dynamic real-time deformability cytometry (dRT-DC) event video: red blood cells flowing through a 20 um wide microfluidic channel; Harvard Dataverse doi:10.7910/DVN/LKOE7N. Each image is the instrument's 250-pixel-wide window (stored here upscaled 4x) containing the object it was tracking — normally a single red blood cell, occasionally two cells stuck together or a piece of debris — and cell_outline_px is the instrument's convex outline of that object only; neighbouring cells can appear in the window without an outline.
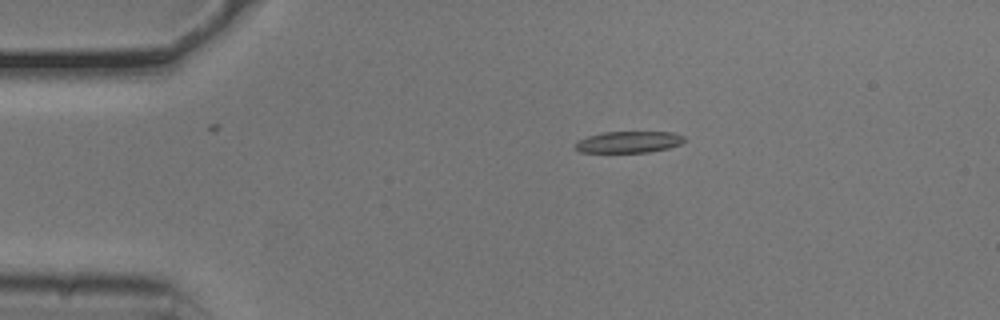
{"species": "common noctule bat (a hibernating species)", "species_latin": "Nyctalus noctula", "temperature_condition": "cold", "stored_images_in_passage": 45, "camera_frame_rate_fps": 3000, "um_per_image_px": 0.085, "animal": {"sex": "male", "body_mass_g": 20.5, "forearm_length_mm": 52.5}, "frame": {"image": 1, "passage_image": 2, "time_ms": 0.333, "image_size_px": [1000, 320], "cell_outline_px": [[688, 140], [680, 144], [668, 148], [648, 152], [580, 152], [572, 148], [580, 140], [588, 136], [604, 132], [672, 132], [684, 136]], "centroid_in_image_um": [53.47, 12.07], "position_along_channel_um": 31.5, "area_um2": 13.64}}
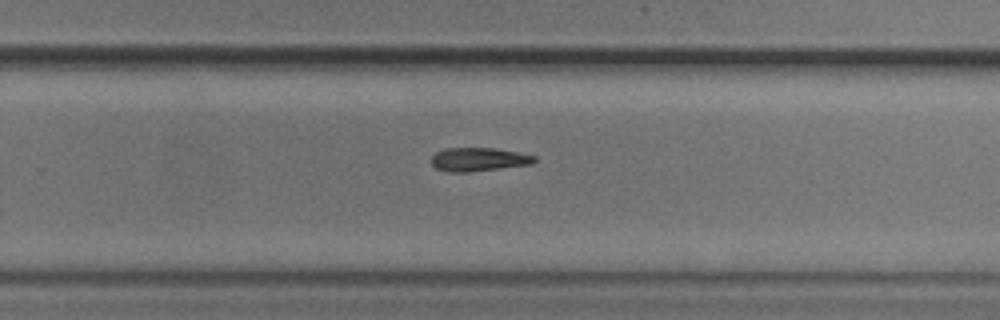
{"frame": {"image": 2, "passage_image": 26, "time_ms": 8.333, "image_size_px": [1000, 320], "cell_outline_px": [[536, 160], [532, 164], [468, 172], [448, 172], [436, 168], [432, 164], [432, 156], [436, 152], [444, 148], [496, 148], [536, 156]], "centroid_in_image_um": [40.67, 13.55], "position_along_channel_um": 289.1, "area_um2": 14.1}}
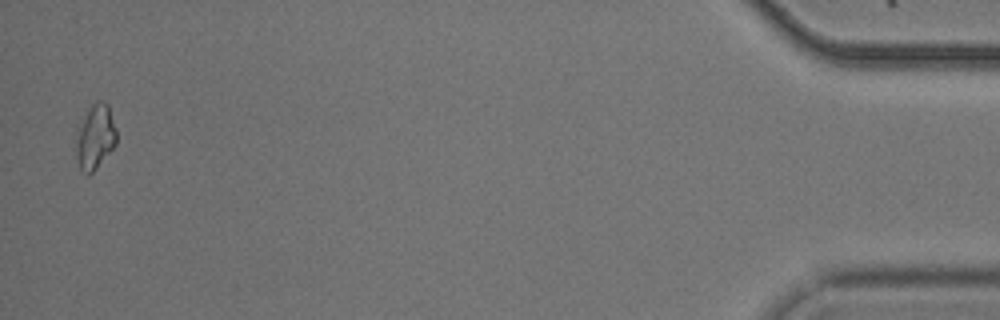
{"frame": {"image": 3, "passage_image": 44, "time_ms": 14.333, "image_size_px": [1000, 320], "cell_outline_px": [[116, 144], [96, 168], [88, 176], [80, 168], [72, 148], [76, 124], [92, 104], [96, 100], [104, 100], [108, 104], [116, 128]], "centroid_in_image_um": [8.01, 11.6], "position_along_channel_um": 427.2, "area_um2": 16.07}}